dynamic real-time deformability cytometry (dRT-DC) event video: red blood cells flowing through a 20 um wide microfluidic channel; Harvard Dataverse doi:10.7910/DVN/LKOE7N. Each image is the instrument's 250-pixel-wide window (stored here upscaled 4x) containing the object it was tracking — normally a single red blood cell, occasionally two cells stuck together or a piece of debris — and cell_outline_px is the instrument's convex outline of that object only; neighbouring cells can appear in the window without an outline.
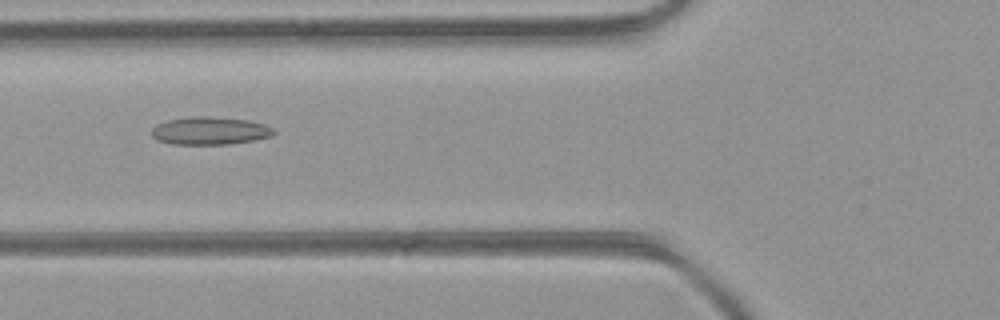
{"species": "common noctule bat (a hibernating species)", "species_latin": "Nyctalus noctula", "temperature_condition": "room temperature", "stored_images_in_passage": 44, "camera_frame_rate_fps": 3000, "um_per_image_px": 0.085, "animal": {"sex": "female", "body_mass_g": 21.9}, "frame": {"image": 1, "passage_image": 15, "time_ms": 4.667, "image_size_px": [1000, 320], "cell_outline_px": [[276, 132], [272, 136], [256, 140], [228, 144], [172, 144], [156, 140], [148, 132], [156, 124], [168, 120], [192, 116], [204, 116], [248, 120], [264, 124], [272, 128]], "centroid_in_image_um": [17.8, 11.12], "position_along_channel_um": 108.0, "area_um2": 19.94}}
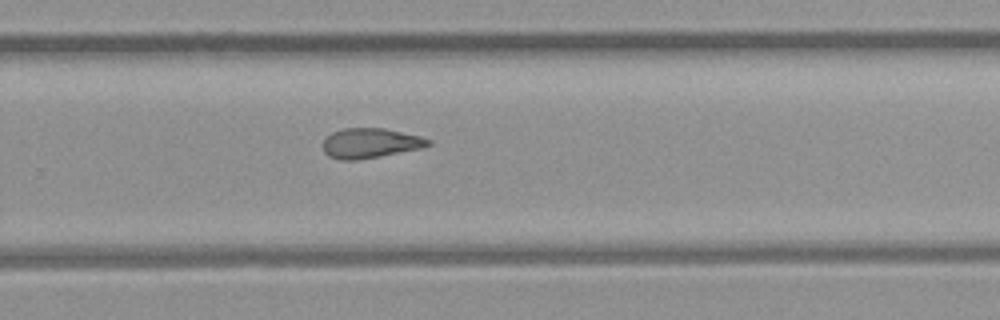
{"frame": {"image": 2, "passage_image": 28, "time_ms": 9.0, "image_size_px": [1000, 320], "cell_outline_px": [[432, 144], [424, 148], [360, 160], [340, 160], [328, 156], [324, 152], [324, 140], [332, 132], [344, 128], [384, 128], [420, 136], [432, 140]], "centroid_in_image_um": [31.51, 12.18], "position_along_channel_um": 298.3, "area_um2": 18.5}}
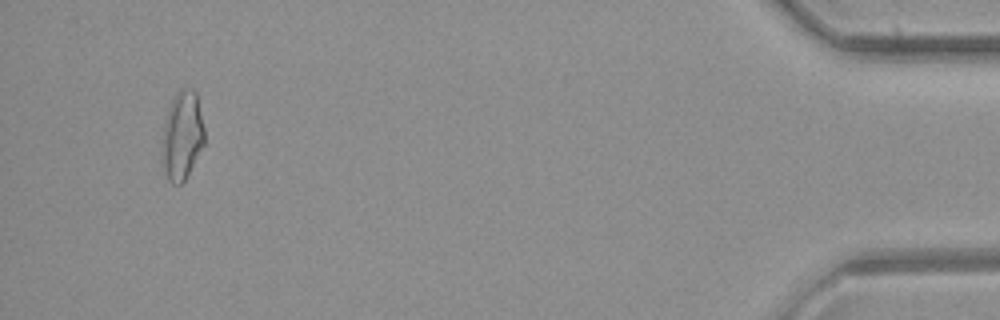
{"frame": {"image": 3, "passage_image": 42, "time_ms": 13.667, "image_size_px": [1000, 320], "cell_outline_px": [[204, 144], [184, 180], [180, 184], [172, 184], [164, 176], [164, 128], [168, 108], [176, 92], [180, 88], [192, 88], [196, 92], [204, 128]], "centroid_in_image_um": [15.51, 11.49], "position_along_channel_um": 419.7, "area_um2": 21.33}, "authors_computed_cell_mechanics": {"area_um2": 19.2185, "velocity_mm_per_s": 4.3899, "shape_relaxation_time_tau1_ms": null, "shape_relaxation_time_tau2_ms": 4.6194, "deformation_change_tau1": null, "deformation_change_tau2": 0.1407}}